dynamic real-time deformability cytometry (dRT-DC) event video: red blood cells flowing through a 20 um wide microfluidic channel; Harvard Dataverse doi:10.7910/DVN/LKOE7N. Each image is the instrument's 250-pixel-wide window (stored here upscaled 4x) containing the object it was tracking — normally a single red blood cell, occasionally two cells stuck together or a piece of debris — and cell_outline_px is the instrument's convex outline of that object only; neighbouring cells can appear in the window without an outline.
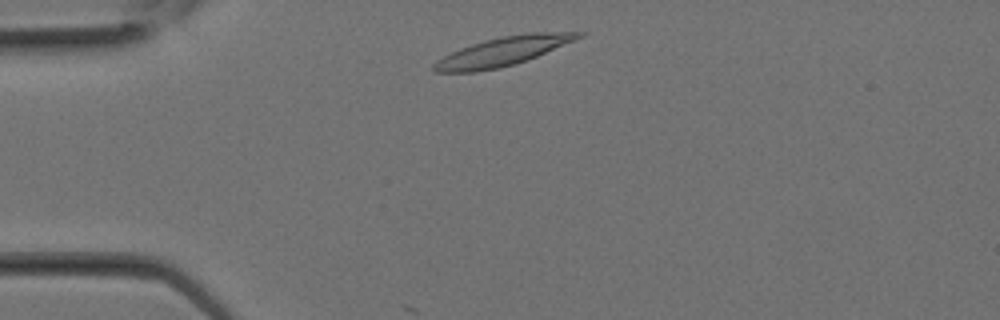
{"species": "Egyptian fruit bat (a non-hibernating species)", "species_latin": "Rousettus aegyptiacus", "temperature_condition": "room temperature", "stored_images_in_passage": 11, "camera_frame_rate_fps": 3000, "um_per_image_px": 0.085, "animal": {"sex": "female"}, "frame": {"image": 1, "passage_image": 2, "time_ms": 0.333, "image_size_px": [1000, 320], "cell_outline_px": [[584, 36], [576, 40], [516, 64], [500, 68], [472, 72], [436, 72], [432, 68], [432, 64], [436, 60], [460, 48], [484, 40], [504, 36], [528, 32], [584, 32]], "centroid_in_image_um": [42.74, 4.37], "position_along_channel_um": 42.3, "area_um2": 24.16}}